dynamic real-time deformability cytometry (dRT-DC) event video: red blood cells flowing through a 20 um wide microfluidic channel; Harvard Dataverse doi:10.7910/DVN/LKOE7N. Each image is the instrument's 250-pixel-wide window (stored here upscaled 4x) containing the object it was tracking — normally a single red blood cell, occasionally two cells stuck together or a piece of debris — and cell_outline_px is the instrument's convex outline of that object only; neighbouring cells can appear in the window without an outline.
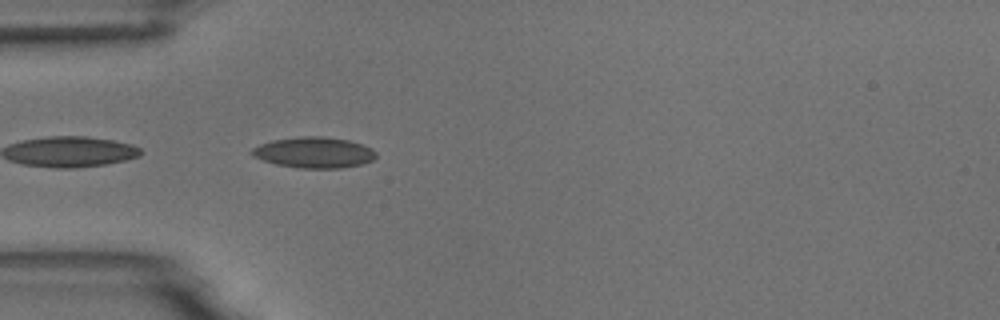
{"species": "common noctule bat (a hibernating species)", "species_latin": "Nyctalus noctula", "temperature_condition": "room temperature", "stored_images_in_passage": 2, "camera_frame_rate_fps": 3000, "um_per_image_px": 0.085, "animal": {"sex": "male", "body_mass_g": 18.8}, "frame": {"image": 1, "passage_image": 2, "time_ms": 1.0, "image_size_px": [1000, 320], "cell_outline_px": [[376, 156], [372, 160], [360, 164], [340, 168], [300, 168], [276, 164], [252, 156], [248, 152], [252, 148], [260, 144], [272, 140], [300, 136], [324, 136], [348, 140], [364, 144], [372, 148], [376, 152]], "centroid_in_image_um": [26.68, 12.95], "position_along_channel_um": 58.3, "area_um2": 22.43}}